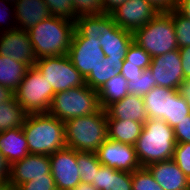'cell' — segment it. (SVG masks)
Here are the masks:
<instances>
[{"instance_id":"cell-1","label":"cell","mask_w":190,"mask_h":190,"mask_svg":"<svg viewBox=\"0 0 190 190\" xmlns=\"http://www.w3.org/2000/svg\"><path fill=\"white\" fill-rule=\"evenodd\" d=\"M22 130L30 154L49 156L67 147L64 122L49 113L27 114Z\"/></svg>"},{"instance_id":"cell-2","label":"cell","mask_w":190,"mask_h":190,"mask_svg":"<svg viewBox=\"0 0 190 190\" xmlns=\"http://www.w3.org/2000/svg\"><path fill=\"white\" fill-rule=\"evenodd\" d=\"M27 31L37 59L67 55L75 23L63 17L50 16Z\"/></svg>"},{"instance_id":"cell-3","label":"cell","mask_w":190,"mask_h":190,"mask_svg":"<svg viewBox=\"0 0 190 190\" xmlns=\"http://www.w3.org/2000/svg\"><path fill=\"white\" fill-rule=\"evenodd\" d=\"M134 146L141 167L171 160L176 146L173 128L162 119H147Z\"/></svg>"},{"instance_id":"cell-4","label":"cell","mask_w":190,"mask_h":190,"mask_svg":"<svg viewBox=\"0 0 190 190\" xmlns=\"http://www.w3.org/2000/svg\"><path fill=\"white\" fill-rule=\"evenodd\" d=\"M65 124V141L76 151L96 152L108 138L107 114L100 108L96 113L70 118Z\"/></svg>"},{"instance_id":"cell-5","label":"cell","mask_w":190,"mask_h":190,"mask_svg":"<svg viewBox=\"0 0 190 190\" xmlns=\"http://www.w3.org/2000/svg\"><path fill=\"white\" fill-rule=\"evenodd\" d=\"M133 41L152 58L179 49L172 17L159 12L146 25L133 33Z\"/></svg>"},{"instance_id":"cell-6","label":"cell","mask_w":190,"mask_h":190,"mask_svg":"<svg viewBox=\"0 0 190 190\" xmlns=\"http://www.w3.org/2000/svg\"><path fill=\"white\" fill-rule=\"evenodd\" d=\"M100 108L98 90L84 85L55 93L48 113L65 122L70 118L94 114Z\"/></svg>"},{"instance_id":"cell-7","label":"cell","mask_w":190,"mask_h":190,"mask_svg":"<svg viewBox=\"0 0 190 190\" xmlns=\"http://www.w3.org/2000/svg\"><path fill=\"white\" fill-rule=\"evenodd\" d=\"M54 95L51 84L35 66L28 69L14 92V97L27 114L48 113Z\"/></svg>"},{"instance_id":"cell-8","label":"cell","mask_w":190,"mask_h":190,"mask_svg":"<svg viewBox=\"0 0 190 190\" xmlns=\"http://www.w3.org/2000/svg\"><path fill=\"white\" fill-rule=\"evenodd\" d=\"M35 67L51 84L54 93L86 85L85 78L74 67L68 55L37 59Z\"/></svg>"},{"instance_id":"cell-9","label":"cell","mask_w":190,"mask_h":190,"mask_svg":"<svg viewBox=\"0 0 190 190\" xmlns=\"http://www.w3.org/2000/svg\"><path fill=\"white\" fill-rule=\"evenodd\" d=\"M74 67L86 78L104 60L99 39L82 37L76 30L68 50Z\"/></svg>"},{"instance_id":"cell-10","label":"cell","mask_w":190,"mask_h":190,"mask_svg":"<svg viewBox=\"0 0 190 190\" xmlns=\"http://www.w3.org/2000/svg\"><path fill=\"white\" fill-rule=\"evenodd\" d=\"M49 160L57 190H73L81 182L76 150L68 147L57 150L49 155Z\"/></svg>"},{"instance_id":"cell-11","label":"cell","mask_w":190,"mask_h":190,"mask_svg":"<svg viewBox=\"0 0 190 190\" xmlns=\"http://www.w3.org/2000/svg\"><path fill=\"white\" fill-rule=\"evenodd\" d=\"M158 13V9L147 0H127L113 10L110 15L119 27L134 33Z\"/></svg>"},{"instance_id":"cell-12","label":"cell","mask_w":190,"mask_h":190,"mask_svg":"<svg viewBox=\"0 0 190 190\" xmlns=\"http://www.w3.org/2000/svg\"><path fill=\"white\" fill-rule=\"evenodd\" d=\"M95 153L103 166L114 168L115 170L133 173L141 168L134 145L107 138Z\"/></svg>"},{"instance_id":"cell-13","label":"cell","mask_w":190,"mask_h":190,"mask_svg":"<svg viewBox=\"0 0 190 190\" xmlns=\"http://www.w3.org/2000/svg\"><path fill=\"white\" fill-rule=\"evenodd\" d=\"M149 68L156 86L178 90L185 80L179 49L153 57Z\"/></svg>"},{"instance_id":"cell-14","label":"cell","mask_w":190,"mask_h":190,"mask_svg":"<svg viewBox=\"0 0 190 190\" xmlns=\"http://www.w3.org/2000/svg\"><path fill=\"white\" fill-rule=\"evenodd\" d=\"M99 38L102 51L107 60L123 62L128 47L133 42V33L119 27L110 14H104V28Z\"/></svg>"},{"instance_id":"cell-15","label":"cell","mask_w":190,"mask_h":190,"mask_svg":"<svg viewBox=\"0 0 190 190\" xmlns=\"http://www.w3.org/2000/svg\"><path fill=\"white\" fill-rule=\"evenodd\" d=\"M0 55L34 67L37 61L29 33L23 29L0 32Z\"/></svg>"},{"instance_id":"cell-16","label":"cell","mask_w":190,"mask_h":190,"mask_svg":"<svg viewBox=\"0 0 190 190\" xmlns=\"http://www.w3.org/2000/svg\"><path fill=\"white\" fill-rule=\"evenodd\" d=\"M39 177H52L49 156L28 154L11 165L9 183L15 188Z\"/></svg>"},{"instance_id":"cell-17","label":"cell","mask_w":190,"mask_h":190,"mask_svg":"<svg viewBox=\"0 0 190 190\" xmlns=\"http://www.w3.org/2000/svg\"><path fill=\"white\" fill-rule=\"evenodd\" d=\"M145 168L164 190H187L190 186V180L172 159Z\"/></svg>"},{"instance_id":"cell-18","label":"cell","mask_w":190,"mask_h":190,"mask_svg":"<svg viewBox=\"0 0 190 190\" xmlns=\"http://www.w3.org/2000/svg\"><path fill=\"white\" fill-rule=\"evenodd\" d=\"M105 111L107 120H132L145 123L148 119L143 96L131 93L120 101L110 104Z\"/></svg>"},{"instance_id":"cell-19","label":"cell","mask_w":190,"mask_h":190,"mask_svg":"<svg viewBox=\"0 0 190 190\" xmlns=\"http://www.w3.org/2000/svg\"><path fill=\"white\" fill-rule=\"evenodd\" d=\"M14 16L16 28L27 31L51 14L44 0H16Z\"/></svg>"},{"instance_id":"cell-20","label":"cell","mask_w":190,"mask_h":190,"mask_svg":"<svg viewBox=\"0 0 190 190\" xmlns=\"http://www.w3.org/2000/svg\"><path fill=\"white\" fill-rule=\"evenodd\" d=\"M0 151L11 165L30 154L22 127L0 132Z\"/></svg>"},{"instance_id":"cell-21","label":"cell","mask_w":190,"mask_h":190,"mask_svg":"<svg viewBox=\"0 0 190 190\" xmlns=\"http://www.w3.org/2000/svg\"><path fill=\"white\" fill-rule=\"evenodd\" d=\"M175 90L155 86L143 96L148 119H162L168 124L169 95Z\"/></svg>"},{"instance_id":"cell-22","label":"cell","mask_w":190,"mask_h":190,"mask_svg":"<svg viewBox=\"0 0 190 190\" xmlns=\"http://www.w3.org/2000/svg\"><path fill=\"white\" fill-rule=\"evenodd\" d=\"M92 184L98 190H133L132 173L102 165Z\"/></svg>"},{"instance_id":"cell-23","label":"cell","mask_w":190,"mask_h":190,"mask_svg":"<svg viewBox=\"0 0 190 190\" xmlns=\"http://www.w3.org/2000/svg\"><path fill=\"white\" fill-rule=\"evenodd\" d=\"M144 123L132 120H107L108 138L128 145H135Z\"/></svg>"},{"instance_id":"cell-24","label":"cell","mask_w":190,"mask_h":190,"mask_svg":"<svg viewBox=\"0 0 190 190\" xmlns=\"http://www.w3.org/2000/svg\"><path fill=\"white\" fill-rule=\"evenodd\" d=\"M29 68L25 63L0 55V85L15 92Z\"/></svg>"},{"instance_id":"cell-25","label":"cell","mask_w":190,"mask_h":190,"mask_svg":"<svg viewBox=\"0 0 190 190\" xmlns=\"http://www.w3.org/2000/svg\"><path fill=\"white\" fill-rule=\"evenodd\" d=\"M128 81L121 75L109 79L99 90V104L106 109L110 104L120 101L129 94Z\"/></svg>"},{"instance_id":"cell-26","label":"cell","mask_w":190,"mask_h":190,"mask_svg":"<svg viewBox=\"0 0 190 190\" xmlns=\"http://www.w3.org/2000/svg\"><path fill=\"white\" fill-rule=\"evenodd\" d=\"M27 113L15 97L0 104V132L23 126Z\"/></svg>"},{"instance_id":"cell-27","label":"cell","mask_w":190,"mask_h":190,"mask_svg":"<svg viewBox=\"0 0 190 190\" xmlns=\"http://www.w3.org/2000/svg\"><path fill=\"white\" fill-rule=\"evenodd\" d=\"M123 62H112L107 56L94 70L85 78V84L92 89L99 90L109 79L121 74L120 69Z\"/></svg>"},{"instance_id":"cell-28","label":"cell","mask_w":190,"mask_h":190,"mask_svg":"<svg viewBox=\"0 0 190 190\" xmlns=\"http://www.w3.org/2000/svg\"><path fill=\"white\" fill-rule=\"evenodd\" d=\"M75 30L86 38L99 39L102 36L104 28V14L91 15V16H80L74 21Z\"/></svg>"},{"instance_id":"cell-29","label":"cell","mask_w":190,"mask_h":190,"mask_svg":"<svg viewBox=\"0 0 190 190\" xmlns=\"http://www.w3.org/2000/svg\"><path fill=\"white\" fill-rule=\"evenodd\" d=\"M77 164L81 182L92 184L102 164L95 152L77 151Z\"/></svg>"},{"instance_id":"cell-30","label":"cell","mask_w":190,"mask_h":190,"mask_svg":"<svg viewBox=\"0 0 190 190\" xmlns=\"http://www.w3.org/2000/svg\"><path fill=\"white\" fill-rule=\"evenodd\" d=\"M187 115H190L188 102L178 90H175L169 95L168 125L172 128L175 127L184 120Z\"/></svg>"},{"instance_id":"cell-31","label":"cell","mask_w":190,"mask_h":190,"mask_svg":"<svg viewBox=\"0 0 190 190\" xmlns=\"http://www.w3.org/2000/svg\"><path fill=\"white\" fill-rule=\"evenodd\" d=\"M173 20L179 48L190 46V20L181 15L175 8L167 12Z\"/></svg>"},{"instance_id":"cell-32","label":"cell","mask_w":190,"mask_h":190,"mask_svg":"<svg viewBox=\"0 0 190 190\" xmlns=\"http://www.w3.org/2000/svg\"><path fill=\"white\" fill-rule=\"evenodd\" d=\"M152 57L134 41L127 49L123 64H134L141 69L149 68Z\"/></svg>"},{"instance_id":"cell-33","label":"cell","mask_w":190,"mask_h":190,"mask_svg":"<svg viewBox=\"0 0 190 190\" xmlns=\"http://www.w3.org/2000/svg\"><path fill=\"white\" fill-rule=\"evenodd\" d=\"M155 86L156 81L152 78L150 68L144 69L141 77H137L133 81H128L129 92L139 96H144Z\"/></svg>"},{"instance_id":"cell-34","label":"cell","mask_w":190,"mask_h":190,"mask_svg":"<svg viewBox=\"0 0 190 190\" xmlns=\"http://www.w3.org/2000/svg\"><path fill=\"white\" fill-rule=\"evenodd\" d=\"M132 187L133 190H164L145 167L132 173Z\"/></svg>"},{"instance_id":"cell-35","label":"cell","mask_w":190,"mask_h":190,"mask_svg":"<svg viewBox=\"0 0 190 190\" xmlns=\"http://www.w3.org/2000/svg\"><path fill=\"white\" fill-rule=\"evenodd\" d=\"M76 18L105 14L102 0H72Z\"/></svg>"},{"instance_id":"cell-36","label":"cell","mask_w":190,"mask_h":190,"mask_svg":"<svg viewBox=\"0 0 190 190\" xmlns=\"http://www.w3.org/2000/svg\"><path fill=\"white\" fill-rule=\"evenodd\" d=\"M51 16L63 17L75 21L76 14L72 0H44Z\"/></svg>"},{"instance_id":"cell-37","label":"cell","mask_w":190,"mask_h":190,"mask_svg":"<svg viewBox=\"0 0 190 190\" xmlns=\"http://www.w3.org/2000/svg\"><path fill=\"white\" fill-rule=\"evenodd\" d=\"M172 160L190 180V143H176Z\"/></svg>"},{"instance_id":"cell-38","label":"cell","mask_w":190,"mask_h":190,"mask_svg":"<svg viewBox=\"0 0 190 190\" xmlns=\"http://www.w3.org/2000/svg\"><path fill=\"white\" fill-rule=\"evenodd\" d=\"M16 29L14 4L0 0V32Z\"/></svg>"},{"instance_id":"cell-39","label":"cell","mask_w":190,"mask_h":190,"mask_svg":"<svg viewBox=\"0 0 190 190\" xmlns=\"http://www.w3.org/2000/svg\"><path fill=\"white\" fill-rule=\"evenodd\" d=\"M17 190H56V186L53 177H39L19 185Z\"/></svg>"},{"instance_id":"cell-40","label":"cell","mask_w":190,"mask_h":190,"mask_svg":"<svg viewBox=\"0 0 190 190\" xmlns=\"http://www.w3.org/2000/svg\"><path fill=\"white\" fill-rule=\"evenodd\" d=\"M176 143H190V115L173 127Z\"/></svg>"},{"instance_id":"cell-41","label":"cell","mask_w":190,"mask_h":190,"mask_svg":"<svg viewBox=\"0 0 190 190\" xmlns=\"http://www.w3.org/2000/svg\"><path fill=\"white\" fill-rule=\"evenodd\" d=\"M142 72L143 69L137 67V65L134 64H122V67L120 69L121 75L127 81H133L137 77H141Z\"/></svg>"},{"instance_id":"cell-42","label":"cell","mask_w":190,"mask_h":190,"mask_svg":"<svg viewBox=\"0 0 190 190\" xmlns=\"http://www.w3.org/2000/svg\"><path fill=\"white\" fill-rule=\"evenodd\" d=\"M11 174V164L8 162L6 157L0 151V184L9 182Z\"/></svg>"},{"instance_id":"cell-43","label":"cell","mask_w":190,"mask_h":190,"mask_svg":"<svg viewBox=\"0 0 190 190\" xmlns=\"http://www.w3.org/2000/svg\"><path fill=\"white\" fill-rule=\"evenodd\" d=\"M184 78L190 77V46L179 48Z\"/></svg>"},{"instance_id":"cell-44","label":"cell","mask_w":190,"mask_h":190,"mask_svg":"<svg viewBox=\"0 0 190 190\" xmlns=\"http://www.w3.org/2000/svg\"><path fill=\"white\" fill-rule=\"evenodd\" d=\"M150 2L159 12H168L176 7L174 0H147Z\"/></svg>"},{"instance_id":"cell-45","label":"cell","mask_w":190,"mask_h":190,"mask_svg":"<svg viewBox=\"0 0 190 190\" xmlns=\"http://www.w3.org/2000/svg\"><path fill=\"white\" fill-rule=\"evenodd\" d=\"M175 9L184 17L190 20V0H180L176 3Z\"/></svg>"},{"instance_id":"cell-46","label":"cell","mask_w":190,"mask_h":190,"mask_svg":"<svg viewBox=\"0 0 190 190\" xmlns=\"http://www.w3.org/2000/svg\"><path fill=\"white\" fill-rule=\"evenodd\" d=\"M179 93L187 100L190 108V77L186 78L180 87L178 88Z\"/></svg>"},{"instance_id":"cell-47","label":"cell","mask_w":190,"mask_h":190,"mask_svg":"<svg viewBox=\"0 0 190 190\" xmlns=\"http://www.w3.org/2000/svg\"><path fill=\"white\" fill-rule=\"evenodd\" d=\"M126 1L127 0H102L105 13L110 14L113 10Z\"/></svg>"},{"instance_id":"cell-48","label":"cell","mask_w":190,"mask_h":190,"mask_svg":"<svg viewBox=\"0 0 190 190\" xmlns=\"http://www.w3.org/2000/svg\"><path fill=\"white\" fill-rule=\"evenodd\" d=\"M14 97V92L0 85V104L9 101Z\"/></svg>"},{"instance_id":"cell-49","label":"cell","mask_w":190,"mask_h":190,"mask_svg":"<svg viewBox=\"0 0 190 190\" xmlns=\"http://www.w3.org/2000/svg\"><path fill=\"white\" fill-rule=\"evenodd\" d=\"M73 190H98L93 184L80 182Z\"/></svg>"},{"instance_id":"cell-50","label":"cell","mask_w":190,"mask_h":190,"mask_svg":"<svg viewBox=\"0 0 190 190\" xmlns=\"http://www.w3.org/2000/svg\"><path fill=\"white\" fill-rule=\"evenodd\" d=\"M0 190H17L11 183L0 184Z\"/></svg>"},{"instance_id":"cell-51","label":"cell","mask_w":190,"mask_h":190,"mask_svg":"<svg viewBox=\"0 0 190 190\" xmlns=\"http://www.w3.org/2000/svg\"><path fill=\"white\" fill-rule=\"evenodd\" d=\"M5 1H8L14 4L16 0H5Z\"/></svg>"}]
</instances>
